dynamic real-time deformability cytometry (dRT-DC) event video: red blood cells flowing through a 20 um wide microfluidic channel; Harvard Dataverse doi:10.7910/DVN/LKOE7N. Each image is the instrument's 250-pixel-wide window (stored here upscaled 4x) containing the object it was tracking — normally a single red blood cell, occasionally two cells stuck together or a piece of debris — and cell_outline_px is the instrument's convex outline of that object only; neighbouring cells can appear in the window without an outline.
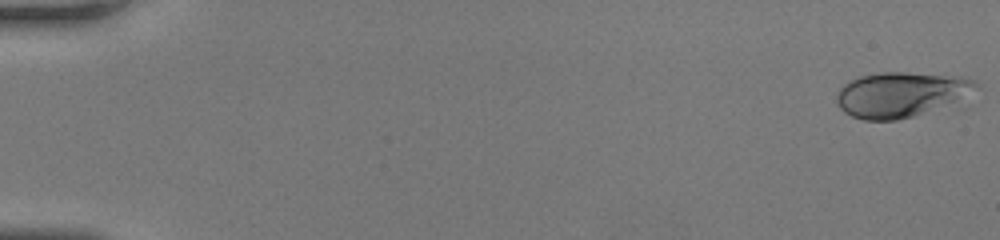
{"species": "human", "species_latin": "Homo sapiens", "temperature_condition": "room temperature", "stored_images_in_passage": 50, "camera_frame_rate_fps": 3000, "um_per_image_px": 0.085, "donor": {"sex": "female"}, "frame": {"image": 1, "passage_image": 1, "time_ms": 0.0, "image_size_px": [1000, 240], "cell_outline_px": [[976, 84], [964, 108], [896, 120], [864, 120], [852, 116], [844, 112], [836, 104], [836, 92], [844, 84], [860, 76], [880, 72], [904, 72], [960, 76], [972, 80]], "centroid_in_image_um": [76.74, 8.09], "position_along_channel_um": 8.3, "area_um2": 38.55}}
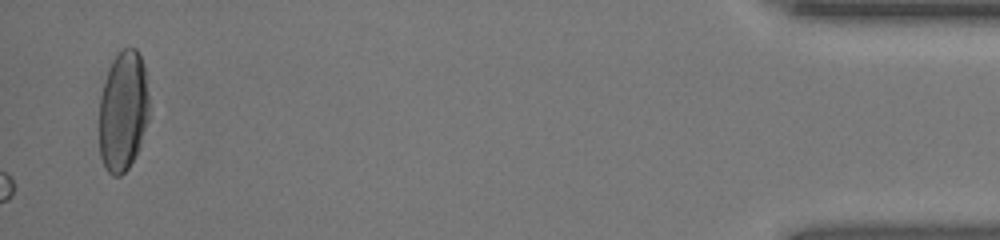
{"frame": {"image": 2, "passage_image": 50, "time_ms": 16.333, "image_size_px": [1000, 240], "cell_outline_px": [[148, 120], [140, 144], [128, 168], [120, 176], [112, 176], [104, 168], [100, 156], [100, 96], [112, 60], [124, 48], [136, 48], [140, 56], [144, 68], [148, 96]], "centroid_in_image_um": [10.45, 9.47], "position_along_channel_um": 424.7, "area_um2": 34.62}}